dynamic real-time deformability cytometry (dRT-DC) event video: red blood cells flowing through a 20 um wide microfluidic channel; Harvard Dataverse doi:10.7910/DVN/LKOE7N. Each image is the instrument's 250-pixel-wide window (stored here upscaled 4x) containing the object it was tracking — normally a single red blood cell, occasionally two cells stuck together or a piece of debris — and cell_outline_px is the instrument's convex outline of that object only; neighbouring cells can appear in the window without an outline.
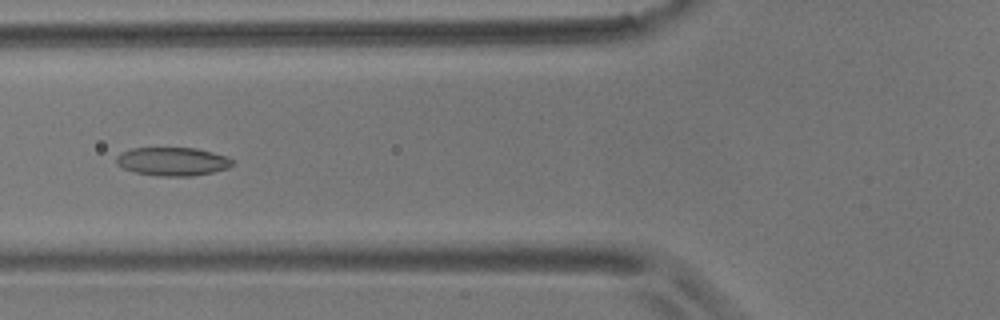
{"species": "common noctule bat (a hibernating species)", "species_latin": "Nyctalus noctula", "temperature_condition": "room temperature", "stored_images_in_passage": 6, "camera_frame_rate_fps": 3000, "um_per_image_px": 0.085, "animal": {"sex": "male", "body_mass_g": 17.9}, "frame": {"image": 1, "passage_image": 6, "time_ms": 6.0, "image_size_px": [1000, 320], "cell_outline_px": [[232, 164], [228, 168], [212, 172], [192, 176], [160, 176], [136, 172], [124, 168], [116, 160], [116, 156], [120, 152], [132, 148], [196, 148], [228, 156], [232, 160]], "centroid_in_image_um": [14.68, 13.72], "position_along_channel_um": 111.1, "area_um2": 19.07}}